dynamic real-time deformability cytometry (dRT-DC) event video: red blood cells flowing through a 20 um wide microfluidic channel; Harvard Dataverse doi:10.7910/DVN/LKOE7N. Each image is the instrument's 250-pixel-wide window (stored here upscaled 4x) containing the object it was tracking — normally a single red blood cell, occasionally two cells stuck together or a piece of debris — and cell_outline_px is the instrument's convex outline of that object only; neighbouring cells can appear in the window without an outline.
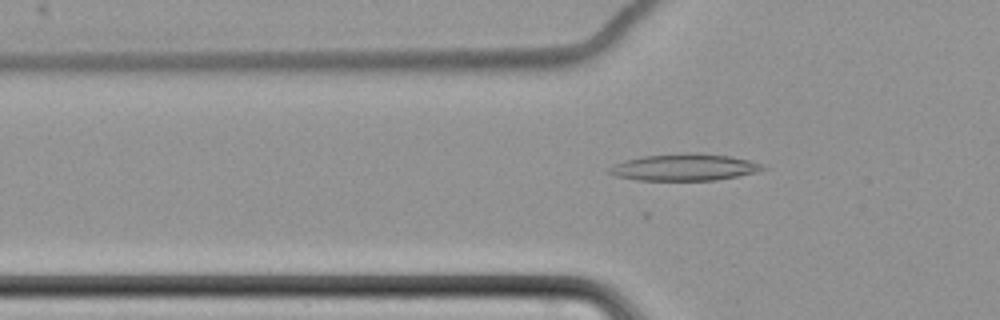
{"species": "common noctule bat (a hibernating species)", "species_latin": "Nyctalus noctula", "temperature_condition": "cold", "stored_images_in_passage": 59, "camera_frame_rate_fps": 3000, "um_per_image_px": 0.085, "animal": {"sex": "female", "body_mass_g": 22.7, "forearm_length_mm": 54.2}, "frame": {"image": 1, "passage_image": 23, "time_ms": 7.333, "image_size_px": [1000, 320], "cell_outline_px": [[768, 168], [756, 172], [716, 180], [636, 180], [616, 176], [608, 172], [608, 168], [616, 164], [640, 156], [684, 152], [696, 152], [732, 156], [748, 160], [760, 164]], "centroid_in_image_um": [58.18, 14.2], "position_along_channel_um": 67.6, "area_um2": 23.99}}
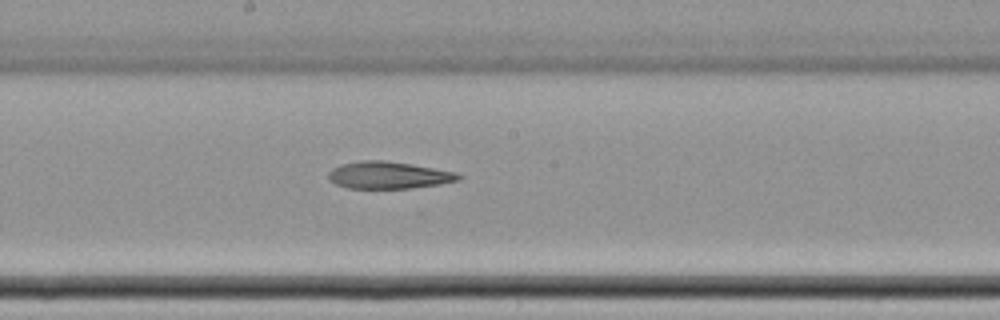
{"frame": {"image": 2, "passage_image": 36, "time_ms": 11.667, "image_size_px": [1000, 320], "cell_outline_px": [[464, 176], [460, 180], [440, 184], [412, 188], [348, 188], [336, 184], [328, 180], [328, 172], [332, 168], [340, 164], [360, 160], [384, 160], [412, 164], [456, 172]], "centroid_in_image_um": [33.02, 14.88], "position_along_channel_um": 215.2, "area_um2": 20.75}}
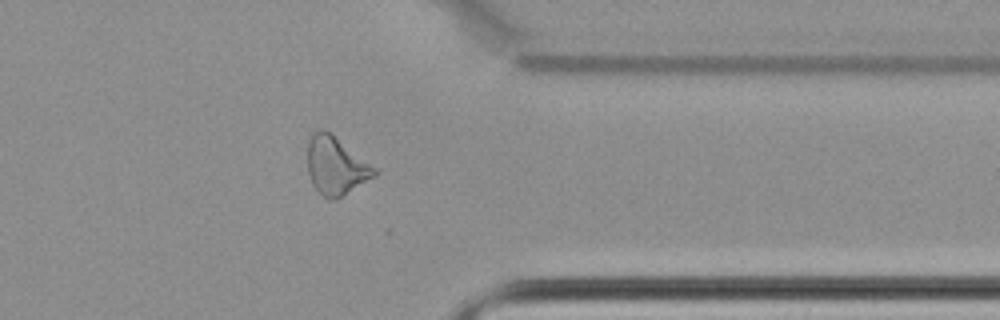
{"frame": {"image": 3, "passage_image": 51, "time_ms": 16.667, "image_size_px": [1000, 320], "cell_outline_px": [[380, 172], [376, 176], [336, 200], [328, 200], [312, 184], [308, 172], [308, 140], [312, 132], [320, 128], [324, 128], [332, 132], [376, 168]], "centroid_in_image_um": [28.56, 14.06], "position_along_channel_um": 382.8, "area_um2": 23.0}}